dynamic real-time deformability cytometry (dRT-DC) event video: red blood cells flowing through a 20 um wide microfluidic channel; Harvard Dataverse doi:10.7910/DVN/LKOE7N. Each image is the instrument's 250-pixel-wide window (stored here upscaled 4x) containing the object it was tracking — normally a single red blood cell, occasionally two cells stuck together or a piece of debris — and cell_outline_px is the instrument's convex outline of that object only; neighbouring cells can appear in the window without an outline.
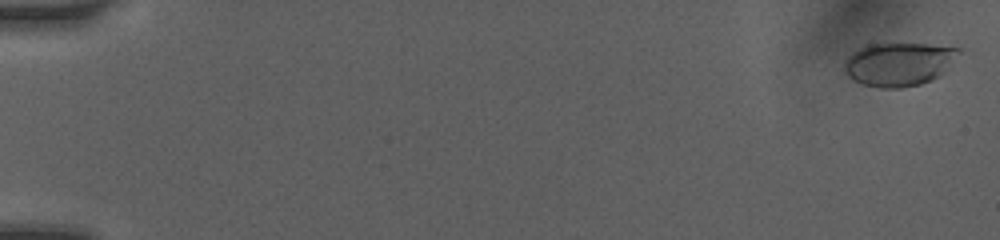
{"species": "human", "species_latin": "Homo sapiens", "temperature_condition": "room temperature", "stored_images_in_passage": 44, "camera_frame_rate_fps": 3000, "um_per_image_px": 0.085, "donor": {"sex": "female"}, "frame": {"image": 1, "passage_image": 2, "time_ms": 0.333, "image_size_px": [1000, 240], "cell_outline_px": [[960, 52], [940, 76], [932, 80], [920, 84], [900, 88], [880, 88], [864, 84], [852, 80], [844, 72], [844, 64], [848, 56], [852, 52], [860, 48], [872, 44], [928, 44], [960, 48]], "centroid_in_image_um": [76.38, 5.46], "position_along_channel_um": 8.6, "area_um2": 28.84}}
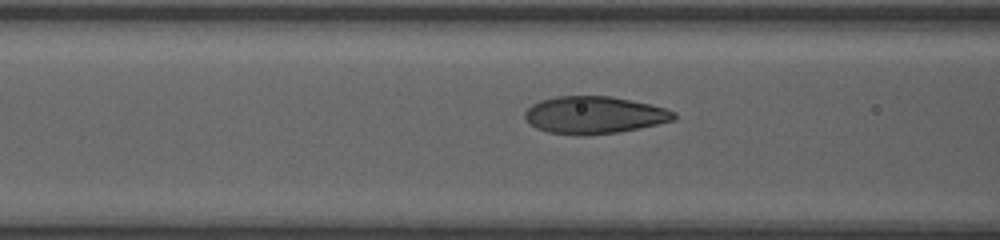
{"frame": {"image": 2, "passage_image": 21, "time_ms": 7.333, "image_size_px": [1000, 240], "cell_outline_px": [[676, 120], [616, 132], [588, 136], [580, 136], [548, 132], [536, 128], [524, 116], [524, 112], [532, 104], [540, 100], [556, 96], [608, 96], [648, 104], [664, 108], [676, 112]], "centroid_in_image_um": [50.48, 9.78], "position_along_channel_um": 116.1, "area_um2": 32.19}}
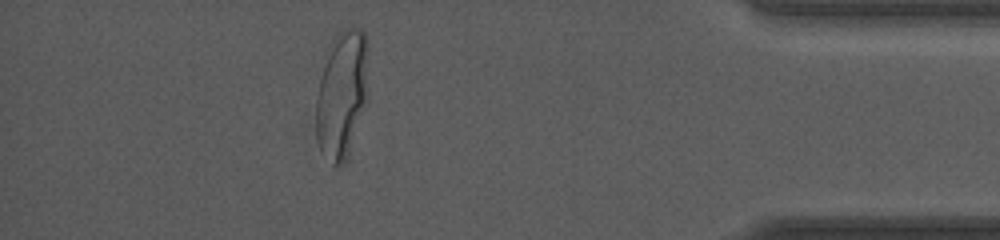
{"frame": {"image": 3, "passage_image": 39, "time_ms": 15.333, "image_size_px": [1000, 240], "cell_outline_px": [[368, 96], [340, 164], [332, 164], [320, 148], [316, 140], [316, 96], [324, 52], [336, 32], [344, 28], [360, 28], [364, 32], [368, 44]], "centroid_in_image_um": [29.03, 7.78], "position_along_channel_um": 406.2, "area_um2": 38.61}, "authors_computed_cell_mechanics": {"area_um2": 31.8478, "velocity_mm_per_s": 4.1076, "shape_relaxation_time_tau1_ms": 3.4536, "shape_relaxation_time_tau2_ms": null, "deformation_change_tau1": 0.1795, "deformation_change_tau2": null}}